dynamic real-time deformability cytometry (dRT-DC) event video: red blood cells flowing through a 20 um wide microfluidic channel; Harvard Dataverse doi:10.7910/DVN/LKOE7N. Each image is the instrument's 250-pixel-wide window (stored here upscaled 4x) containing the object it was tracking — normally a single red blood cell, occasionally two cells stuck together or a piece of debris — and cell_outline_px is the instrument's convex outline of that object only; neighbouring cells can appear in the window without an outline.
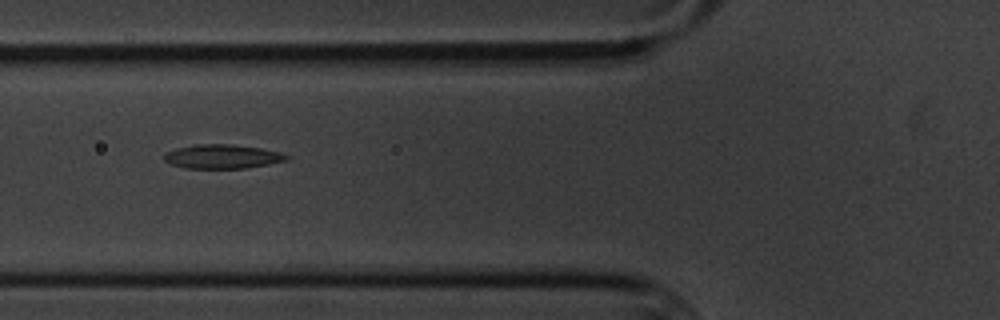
{"species": "common noctule bat (a hibernating species)", "species_latin": "Nyctalus noctula", "temperature_condition": "cold", "stored_images_in_passage": 6, "camera_frame_rate_fps": 3000, "um_per_image_px": 0.085, "animal": {"sex": "male", "body_mass_g": 20.1, "forearm_length_mm": 53.5}, "frame": {"image": 1, "passage_image": 2, "time_ms": 1.333, "image_size_px": [1000, 320], "cell_outline_px": [[288, 160], [268, 164], [244, 168], [184, 168], [172, 164], [164, 160], [164, 152], [176, 148], [196, 144], [232, 144], [260, 148], [280, 152], [288, 156]], "centroid_in_image_um": [18.86, 13.3], "position_along_channel_um": 106.9, "area_um2": 17.11}}
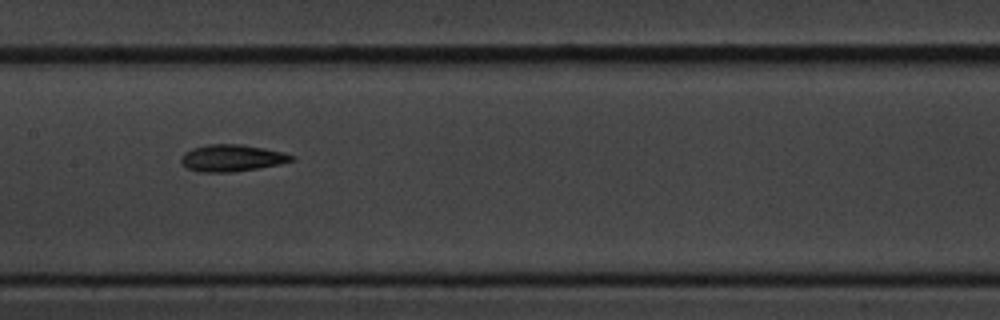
{"frame": {"image": 2, "passage_image": 4, "time_ms": 3.667, "image_size_px": [1000, 320], "cell_outline_px": [[296, 160], [280, 164], [232, 172], [200, 172], [188, 168], [180, 160], [180, 156], [184, 152], [192, 148], [208, 144], [240, 144], [264, 148], [284, 152], [296, 156]], "centroid_in_image_um": [19.73, 13.42], "position_along_channel_um": 187.7, "area_um2": 17.34}}
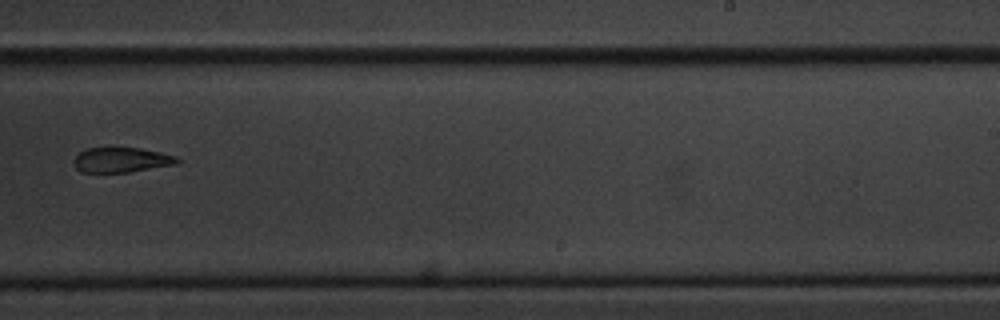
{"frame": {"image": 3, "passage_image": 6, "time_ms": 6.333, "image_size_px": [1000, 320], "cell_outline_px": [[180, 160], [176, 164], [128, 172], [80, 172], [76, 168], [72, 160], [84, 148], [112, 144], [140, 148], [160, 152], [176, 156]], "centroid_in_image_um": [10.25, 13.53], "position_along_channel_um": 278.7, "area_um2": 15.78}}